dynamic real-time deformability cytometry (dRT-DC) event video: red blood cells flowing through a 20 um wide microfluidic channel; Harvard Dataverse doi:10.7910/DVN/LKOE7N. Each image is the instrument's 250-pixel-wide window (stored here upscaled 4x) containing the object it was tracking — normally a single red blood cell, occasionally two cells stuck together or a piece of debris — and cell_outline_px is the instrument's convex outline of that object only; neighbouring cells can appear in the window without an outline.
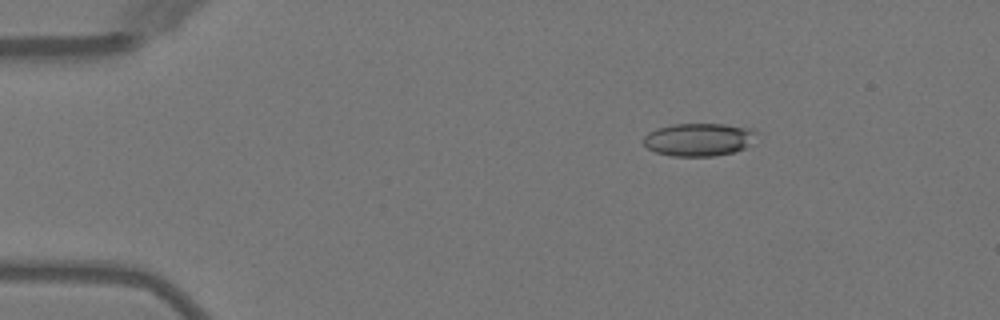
{"species": "Egyptian fruit bat (a non-hibernating species)", "species_latin": "Rousettus aegyptiacus", "temperature_condition": "warm", "stored_images_in_passage": 3, "camera_frame_rate_fps": 3000, "um_per_image_px": 0.085, "animal": {"sex": "female"}, "frame": {"image": 1, "passage_image": 1, "time_ms": 0.0, "image_size_px": [1000, 320], "cell_outline_px": [[760, 132], [752, 144], [744, 148], [732, 152], [712, 156], [672, 156], [656, 152], [648, 148], [644, 144], [644, 136], [648, 132], [656, 128], [672, 124], [724, 124], [752, 128]], "centroid_in_image_um": [59.44, 11.85], "position_along_channel_um": 25.6, "area_um2": 21.91}}